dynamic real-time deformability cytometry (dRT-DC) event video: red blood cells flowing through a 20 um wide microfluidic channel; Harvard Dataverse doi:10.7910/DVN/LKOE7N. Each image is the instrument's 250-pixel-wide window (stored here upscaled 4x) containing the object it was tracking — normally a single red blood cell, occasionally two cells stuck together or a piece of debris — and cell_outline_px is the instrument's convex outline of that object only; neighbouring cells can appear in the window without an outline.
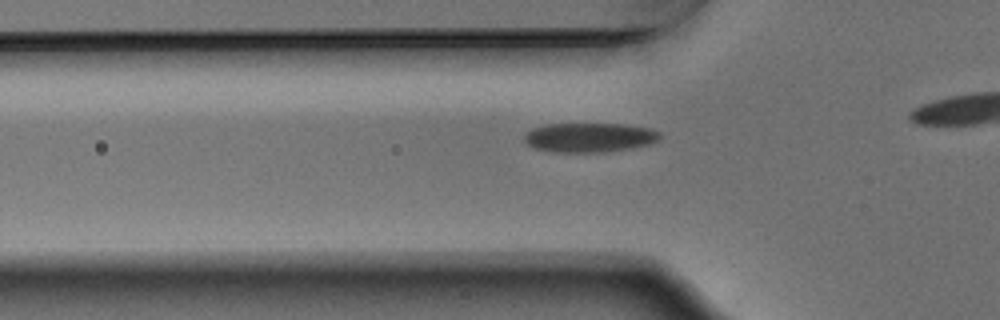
{"species": "Egyptian fruit bat (a non-hibernating species)", "species_latin": "Rousettus aegyptiacus", "temperature_condition": "warm", "stored_images_in_passage": 33, "camera_frame_rate_fps": 3000, "um_per_image_px": 0.085, "animal": {"sex": "male"}, "frame": {"image": 1, "passage_image": 8, "time_ms": 2.333, "image_size_px": [1000, 320], "cell_outline_px": [[660, 136], [656, 140], [648, 144], [632, 148], [604, 152], [552, 152], [536, 148], [528, 144], [524, 140], [524, 132], [532, 128], [544, 124], [628, 124], [652, 128], [660, 132]], "centroid_in_image_um": [50.09, 11.67], "position_along_channel_um": 75.7, "area_um2": 23.35}}
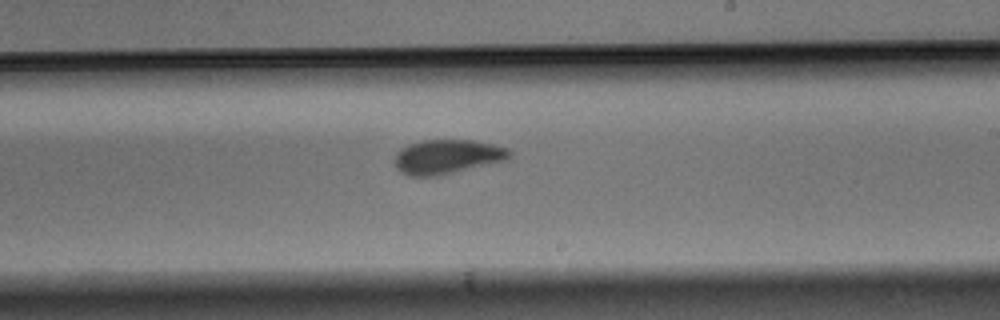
{"frame": {"image": 2, "passage_image": 22, "time_ms": 7.0, "image_size_px": [1000, 320], "cell_outline_px": [[512, 156], [508, 160], [436, 176], [408, 176], [400, 172], [396, 168], [396, 152], [400, 148], [408, 144], [424, 140], [472, 140], [492, 144], [508, 148], [512, 152]], "centroid_in_image_um": [38.03, 13.32], "position_along_channel_um": 251.0, "area_um2": 23.06}}
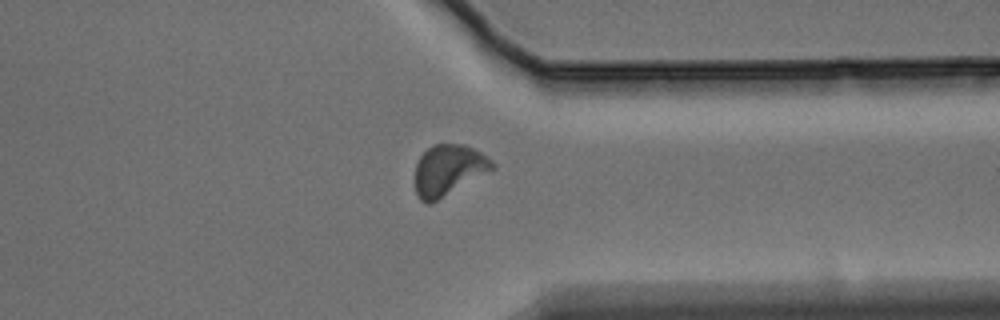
{"frame": {"image": 3, "passage_image": 32, "time_ms": 10.333, "image_size_px": [1000, 320], "cell_outline_px": [[496, 168], [436, 200], [428, 204], [420, 200], [416, 196], [416, 164], [420, 156], [432, 144], [464, 144], [488, 156], [496, 164]], "centroid_in_image_um": [38.13, 14.43], "position_along_channel_um": 373.3, "area_um2": 22.66}}